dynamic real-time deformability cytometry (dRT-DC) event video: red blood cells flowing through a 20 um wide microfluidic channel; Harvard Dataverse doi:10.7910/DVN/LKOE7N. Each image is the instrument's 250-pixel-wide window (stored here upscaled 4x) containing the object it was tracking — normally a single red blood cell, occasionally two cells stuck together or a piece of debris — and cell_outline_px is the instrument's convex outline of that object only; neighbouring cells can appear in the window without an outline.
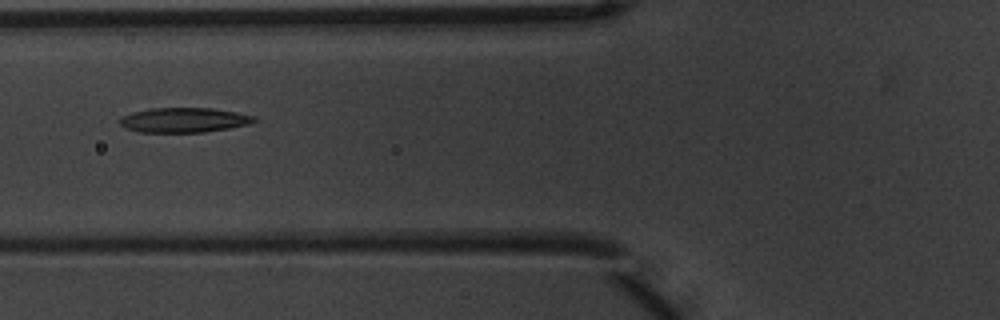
{"species": "common noctule bat (a hibernating species)", "species_latin": "Nyctalus noctula", "temperature_condition": "warm", "stored_images_in_passage": 5, "camera_frame_rate_fps": 3000, "um_per_image_px": 0.085, "animal": {"sex": "male", "body_mass_g": 20.1, "forearm_length_mm": 53.5}, "frame": {"image": 1, "passage_image": 5, "time_ms": 1.333, "image_size_px": [1000, 320], "cell_outline_px": [[256, 120], [248, 124], [228, 128], [204, 132], [140, 132], [128, 128], [120, 124], [116, 120], [120, 116], [132, 112], [152, 108], [212, 108], [236, 112], [256, 116]], "centroid_in_image_um": [15.6, 10.19], "position_along_channel_um": 110.2, "area_um2": 19.36}}